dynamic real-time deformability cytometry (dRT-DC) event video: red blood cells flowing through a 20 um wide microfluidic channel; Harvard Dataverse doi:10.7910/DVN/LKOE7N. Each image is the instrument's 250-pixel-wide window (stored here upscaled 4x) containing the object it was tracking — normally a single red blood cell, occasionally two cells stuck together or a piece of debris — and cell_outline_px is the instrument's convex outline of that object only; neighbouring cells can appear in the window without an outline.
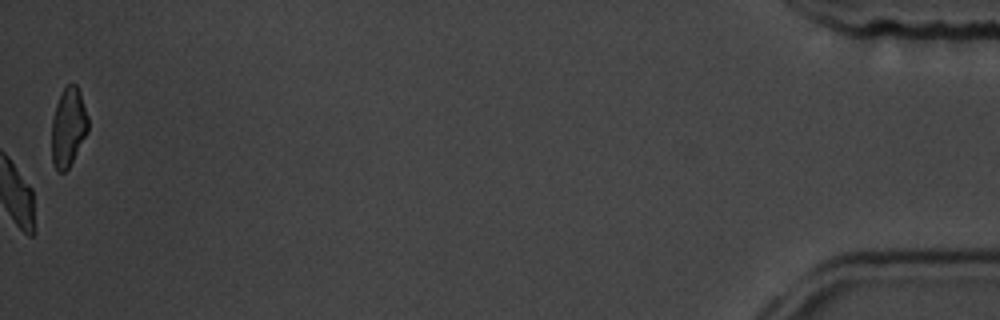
{"species": "common noctule bat (a hibernating species)", "species_latin": "Nyctalus noctula", "temperature_condition": "room temperature", "stored_images_in_passage": 55, "camera_frame_rate_fps": 3000, "um_per_image_px": 0.085, "animal": {"sex": "male", "body_mass_g": 19.5, "forearm_length_mm": 54.6}, "frame": {"image": 1, "passage_image": 55, "time_ms": 18.0, "image_size_px": [1000, 320], "cell_outline_px": [[88, 132], [68, 168], [64, 172], [56, 172], [52, 164], [52, 120], [56, 104], [64, 88], [68, 84], [76, 84], [80, 92], [88, 116]], "centroid_in_image_um": [5.8, 10.83], "position_along_channel_um": 429.4, "area_um2": 16.7}, "authors_computed_cell_mechanics": {"area_um2": 16.762, "velocity_mm_per_s": 3.7979, "shape_relaxation_time_tau1_ms": null, "shape_relaxation_time_tau2_ms": 1.5632, "deformation_change_tau1": null, "deformation_change_tau2": 0.0608}}